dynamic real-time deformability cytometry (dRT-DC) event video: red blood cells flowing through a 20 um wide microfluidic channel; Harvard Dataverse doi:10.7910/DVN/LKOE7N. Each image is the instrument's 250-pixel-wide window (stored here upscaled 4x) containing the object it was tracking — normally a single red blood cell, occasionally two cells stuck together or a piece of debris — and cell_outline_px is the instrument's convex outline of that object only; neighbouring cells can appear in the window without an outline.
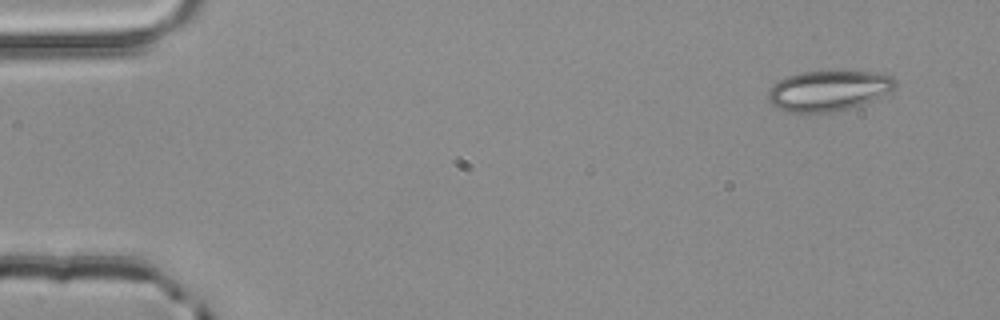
{"species": "common noctule bat (a hibernating species)", "species_latin": "Nyctalus noctula", "temperature_condition": "room temperature", "stored_images_in_passage": 5, "segment_of_instrument_passage": [2, 2], "camera_frame_rate_fps": 3000, "um_per_image_px": 0.085, "animal": {"sex": "male", "body_mass_g": 20.4}, "frame": {"image": 1, "passage_image": 5, "time_ms": 1.333, "image_size_px": [1000, 320], "cell_outline_px": [[896, 84], [892, 92], [872, 100], [836, 112], [788, 112], [772, 104], [768, 100], [768, 88], [776, 80], [784, 76], [800, 72], [832, 68], [876, 72], [892, 76], [896, 80]], "centroid_in_image_um": [70.42, 7.64], "position_along_channel_um": 14.6, "area_um2": 31.1}}